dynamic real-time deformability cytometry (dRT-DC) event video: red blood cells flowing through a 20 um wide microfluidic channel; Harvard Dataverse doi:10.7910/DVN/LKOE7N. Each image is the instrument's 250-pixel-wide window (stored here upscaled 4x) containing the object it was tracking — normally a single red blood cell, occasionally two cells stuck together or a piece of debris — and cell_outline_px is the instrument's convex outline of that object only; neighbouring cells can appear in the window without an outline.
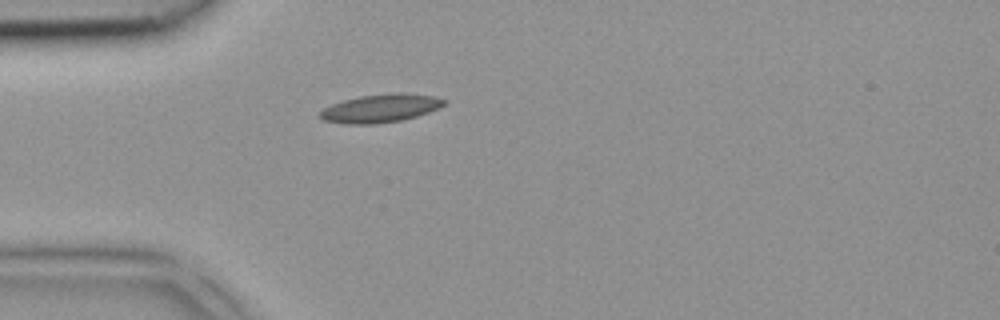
{"species": "common noctule bat (a hibernating species)", "species_latin": "Nyctalus noctula", "temperature_condition": "room temperature", "stored_images_in_passage": 1, "camera_frame_rate_fps": 3000, "um_per_image_px": 0.085, "animal": {"sex": "female", "body_mass_g": 18.4}, "frame": {"image": 1, "passage_image": 1, "time_ms": 0.0, "image_size_px": [1000, 320], "cell_outline_px": [[448, 100], [440, 108], [404, 120], [376, 124], [344, 124], [324, 120], [320, 116], [320, 112], [324, 108], [332, 104], [344, 100], [360, 96], [392, 92], [400, 92], [432, 96]], "centroid_in_image_um": [32.37, 9.2], "position_along_channel_um": 52.6, "area_um2": 20.46}}